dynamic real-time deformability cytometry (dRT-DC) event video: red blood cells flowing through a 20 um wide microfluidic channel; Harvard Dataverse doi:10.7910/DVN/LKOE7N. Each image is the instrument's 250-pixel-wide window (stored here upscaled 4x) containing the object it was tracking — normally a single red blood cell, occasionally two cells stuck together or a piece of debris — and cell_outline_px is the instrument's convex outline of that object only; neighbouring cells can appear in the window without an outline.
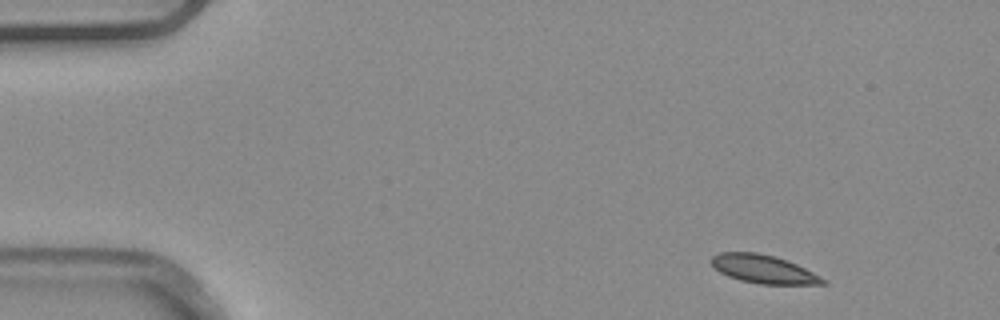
{"species": "common noctule bat (a hibernating species)", "species_latin": "Nyctalus noctula", "temperature_condition": "warm", "stored_images_in_passage": 6, "camera_frame_rate_fps": 3000, "um_per_image_px": 0.085, "animal": {"sex": "male", "body_mass_g": 20.4}, "frame": {"image": 1, "passage_image": 1, "time_ms": 0.0, "image_size_px": [1000, 320], "cell_outline_px": [[828, 284], [760, 284], [740, 280], [728, 276], [720, 272], [708, 260], [712, 256], [720, 252], [756, 252], [788, 260], [828, 280]], "centroid_in_image_um": [64.89, 22.87], "position_along_channel_um": 20.1, "area_um2": 18.38}}